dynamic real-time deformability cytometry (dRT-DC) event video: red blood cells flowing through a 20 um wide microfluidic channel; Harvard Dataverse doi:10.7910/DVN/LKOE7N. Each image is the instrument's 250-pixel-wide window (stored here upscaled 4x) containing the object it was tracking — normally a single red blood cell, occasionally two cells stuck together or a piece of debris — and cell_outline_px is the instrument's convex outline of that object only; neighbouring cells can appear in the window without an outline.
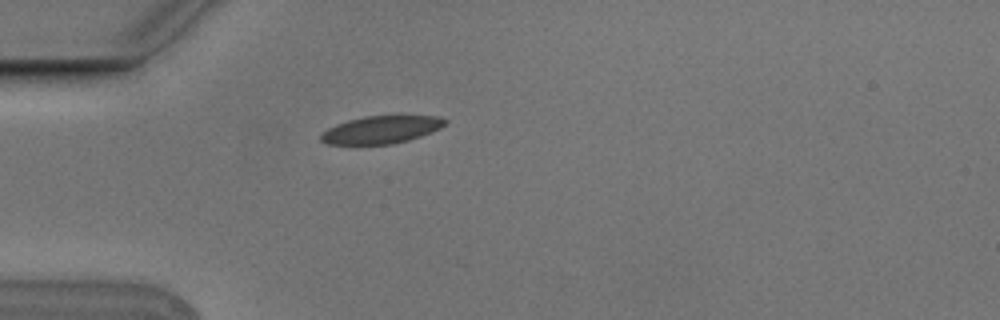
{"species": "Egyptian fruit bat (a non-hibernating species)", "species_latin": "Rousettus aegyptiacus", "temperature_condition": "cold", "stored_images_in_passage": 1, "camera_frame_rate_fps": 3000, "um_per_image_px": 0.085, "animal": {"sex": "male"}, "frame": {"image": 1, "passage_image": 1, "time_ms": 0.0, "image_size_px": [1000, 320], "cell_outline_px": [[448, 120], [440, 128], [420, 136], [408, 140], [392, 144], [328, 144], [320, 140], [320, 136], [328, 128], [336, 124], [348, 120], [364, 116], [396, 112], [440, 116]], "centroid_in_image_um": [32.48, 10.95], "position_along_channel_um": 52.5, "area_um2": 20.87}}